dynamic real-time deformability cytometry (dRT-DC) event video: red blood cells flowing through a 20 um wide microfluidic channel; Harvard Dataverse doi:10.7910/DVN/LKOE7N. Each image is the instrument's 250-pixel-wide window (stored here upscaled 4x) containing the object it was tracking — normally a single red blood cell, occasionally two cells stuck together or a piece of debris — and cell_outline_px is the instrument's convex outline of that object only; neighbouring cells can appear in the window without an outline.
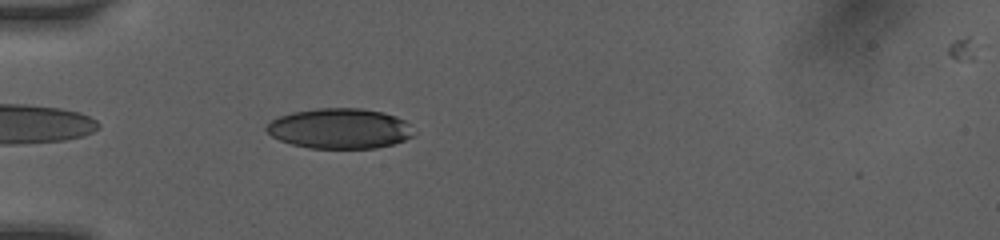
{"species": "human", "species_latin": "Homo sapiens", "temperature_condition": "room temperature", "stored_images_in_passage": 36, "camera_frame_rate_fps": 3000, "um_per_image_px": 0.085, "donor": {"sex": "female"}, "frame": {"image": 1, "passage_image": 2, "time_ms": 0.333, "image_size_px": [1000, 240], "cell_outline_px": [[412, 136], [404, 140], [392, 144], [376, 148], [308, 148], [292, 144], [280, 140], [272, 136], [264, 128], [272, 120], [280, 116], [292, 112], [316, 108], [360, 108], [384, 112], [396, 116], [404, 120], [408, 124]], "centroid_in_image_um": [28.84, 10.92], "position_along_channel_um": 56.2, "area_um2": 34.33}}
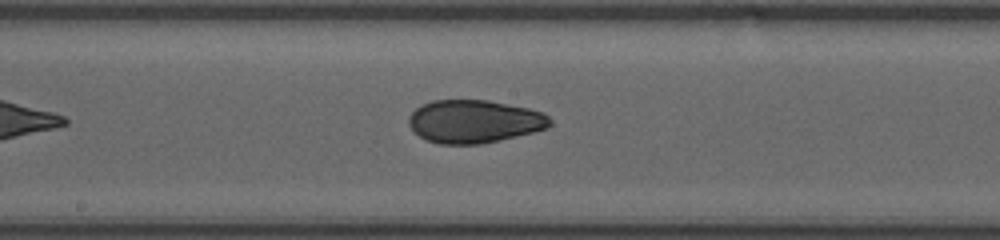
{"frame": {"image": 2, "passage_image": 14, "time_ms": 4.333, "image_size_px": [1000, 240], "cell_outline_px": [[552, 124], [548, 128], [500, 140], [480, 144], [440, 144], [428, 140], [420, 136], [408, 124], [408, 116], [416, 108], [432, 100], [488, 100], [528, 108], [544, 112], [552, 120]], "centroid_in_image_um": [40.33, 10.32], "position_along_channel_um": 207.9, "area_um2": 35.37}}
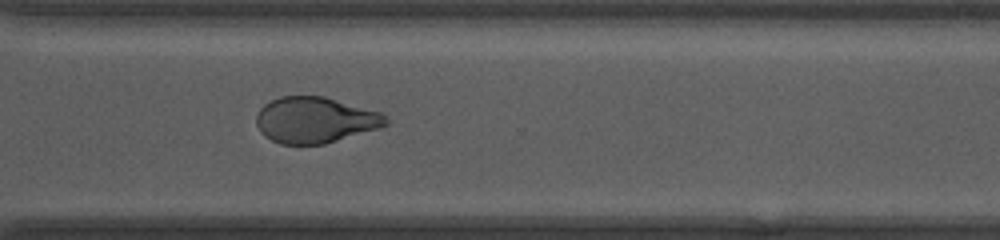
{"frame": {"image": 3, "passage_image": 24, "time_ms": 7.667, "image_size_px": [1000, 240], "cell_outline_px": [[388, 124], [380, 128], [324, 144], [280, 144], [264, 136], [260, 132], [256, 124], [256, 116], [260, 108], [264, 104], [280, 96], [324, 96], [380, 112], [388, 116]], "centroid_in_image_um": [26.78, 10.2], "position_along_channel_um": 343.8, "area_um2": 34.8}, "authors_computed_cell_mechanics": {"area_um2": 35.8649, "velocity_mm_per_s": 4.106, "shape_relaxation_time_tau1_ms": 6.0406, "shape_relaxation_time_tau2_ms": 2.1968, "deformation_change_tau1": 0.1518, "deformation_change_tau2": 0.0753}}